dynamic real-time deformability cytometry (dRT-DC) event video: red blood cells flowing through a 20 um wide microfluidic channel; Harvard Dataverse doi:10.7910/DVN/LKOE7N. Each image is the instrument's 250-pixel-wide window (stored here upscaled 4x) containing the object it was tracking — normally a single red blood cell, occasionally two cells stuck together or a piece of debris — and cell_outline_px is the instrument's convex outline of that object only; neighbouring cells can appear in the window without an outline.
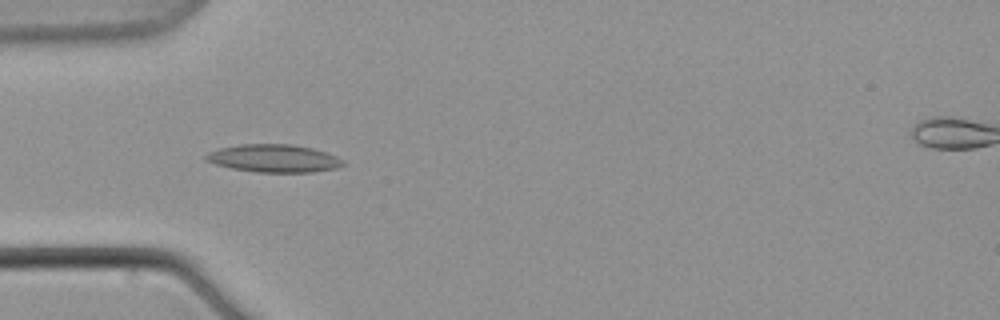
{"species": "common noctule bat (a hibernating species)", "species_latin": "Nyctalus noctula", "temperature_condition": "warm", "stored_images_in_passage": 8, "camera_frame_rate_fps": 3000, "um_per_image_px": 0.085, "animal": {"sex": "male", "body_mass_g": 21.5, "forearm_length_mm": 52.0}, "frame": {"image": 1, "passage_image": 7, "time_ms": 7.333, "image_size_px": [1000, 320], "cell_outline_px": [[348, 164], [336, 168], [312, 172], [256, 172], [232, 168], [216, 164], [204, 160], [204, 156], [208, 152], [220, 148], [240, 144], [292, 144], [312, 148], [336, 156], [344, 160]], "centroid_in_image_um": [23.29, 13.46], "position_along_channel_um": 61.7, "area_um2": 22.25}}